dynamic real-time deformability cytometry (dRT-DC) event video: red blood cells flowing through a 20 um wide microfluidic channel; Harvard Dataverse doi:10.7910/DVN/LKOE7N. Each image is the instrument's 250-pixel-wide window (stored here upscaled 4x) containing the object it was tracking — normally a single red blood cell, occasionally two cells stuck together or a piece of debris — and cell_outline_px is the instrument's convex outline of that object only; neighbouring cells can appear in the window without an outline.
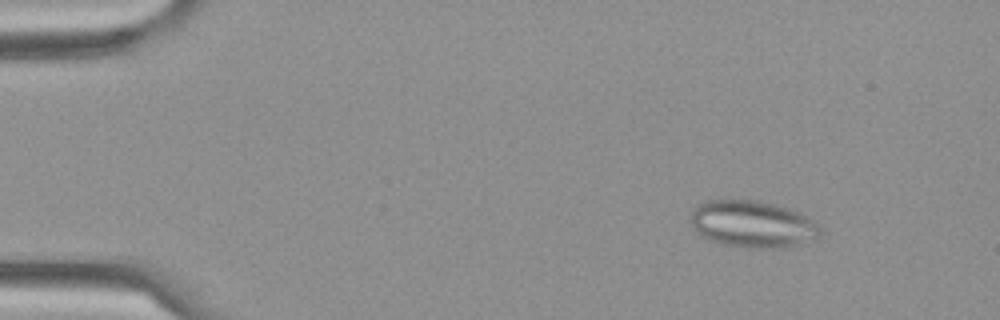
{"species": "Egyptian fruit bat (a non-hibernating species)", "species_latin": "Rousettus aegyptiacus", "temperature_condition": "cold", "stored_images_in_passage": 5, "camera_frame_rate_fps": 3000, "um_per_image_px": 0.085, "frame": {"image": 1, "passage_image": 2, "time_ms": 0.333, "image_size_px": [1000, 320], "cell_outline_px": [[820, 232], [816, 236], [796, 244], [784, 248], [748, 248], [720, 244], [700, 236], [692, 224], [692, 212], [696, 204], [704, 200], [756, 200], [776, 204], [800, 212], [812, 220], [820, 228]], "centroid_in_image_um": [63.91, 19.04], "position_along_channel_um": 21.1, "area_um2": 35.26}}